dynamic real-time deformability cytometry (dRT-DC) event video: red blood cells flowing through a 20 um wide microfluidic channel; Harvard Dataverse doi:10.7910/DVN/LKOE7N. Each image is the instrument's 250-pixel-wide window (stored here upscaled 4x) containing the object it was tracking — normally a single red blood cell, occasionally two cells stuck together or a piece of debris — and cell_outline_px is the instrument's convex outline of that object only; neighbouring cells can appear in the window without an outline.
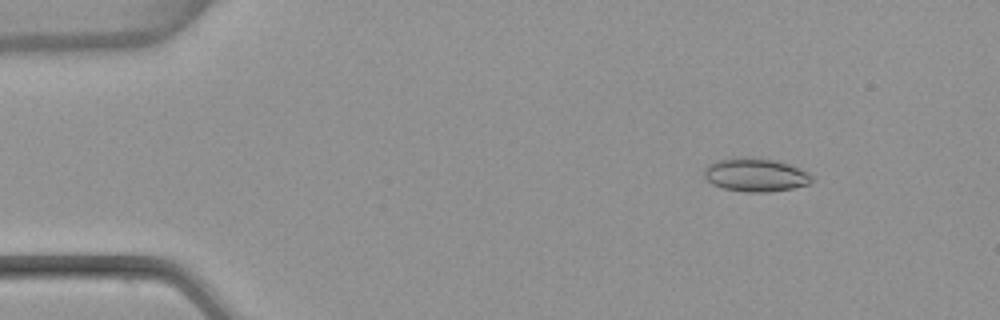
{"species": "common noctule bat (a hibernating species)", "species_latin": "Nyctalus noctula", "temperature_condition": "warm", "stored_images_in_passage": 53, "camera_frame_rate_fps": 3000, "um_per_image_px": 0.085, "animal": {"sex": "female", "body_mass_g": 22.7, "forearm_length_mm": 54.2}, "frame": {"image": 1, "passage_image": 7, "time_ms": 2.0, "image_size_px": [1000, 320], "cell_outline_px": [[812, 180], [808, 184], [792, 188], [768, 192], [744, 192], [724, 188], [712, 184], [704, 176], [704, 168], [708, 164], [716, 160], [736, 156], [748, 156], [776, 160], [788, 164], [808, 172], [812, 176]], "centroid_in_image_um": [64.18, 14.84], "position_along_channel_um": 20.8, "area_um2": 21.15}}
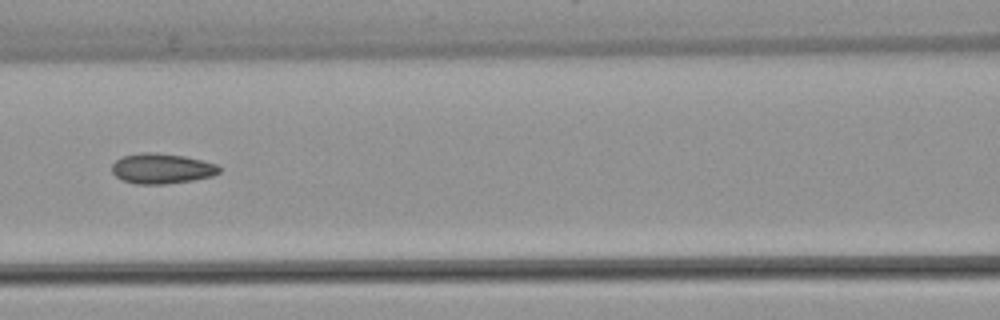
{"frame": {"image": 2, "passage_image": 24, "time_ms": 7.667, "image_size_px": [1000, 320], "cell_outline_px": [[220, 172], [212, 176], [192, 180], [164, 184], [136, 184], [124, 180], [116, 176], [112, 172], [112, 164], [116, 160], [124, 156], [144, 152], [156, 152], [184, 156], [216, 164], [220, 168]], "centroid_in_image_um": [13.74, 14.32], "position_along_channel_um": 152.9, "area_um2": 18.73}}
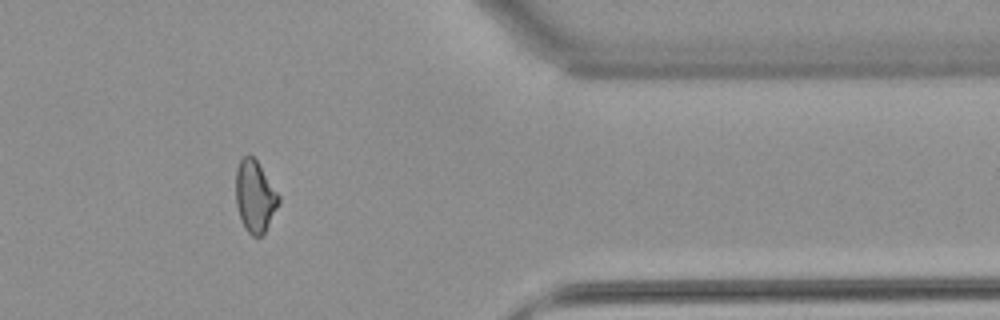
{"frame": {"image": 3, "passage_image": 44, "time_ms": 14.333, "image_size_px": [1000, 320], "cell_outline_px": [[280, 200], [264, 232], [260, 236], [252, 236], [244, 228], [240, 220], [236, 204], [236, 168], [240, 160], [248, 152], [256, 160], [280, 196]], "centroid_in_image_um": [21.64, 16.67], "position_along_channel_um": 389.8, "area_um2": 17.74}, "authors_computed_cell_mechanics": {"area_um2": 18.7272, "velocity_mm_per_s": 3.8647, "shape_relaxation_time_tau1_ms": null, "shape_relaxation_time_tau2_ms": 2.0088, "deformation_change_tau1": null, "deformation_change_tau2": 0.0857}}